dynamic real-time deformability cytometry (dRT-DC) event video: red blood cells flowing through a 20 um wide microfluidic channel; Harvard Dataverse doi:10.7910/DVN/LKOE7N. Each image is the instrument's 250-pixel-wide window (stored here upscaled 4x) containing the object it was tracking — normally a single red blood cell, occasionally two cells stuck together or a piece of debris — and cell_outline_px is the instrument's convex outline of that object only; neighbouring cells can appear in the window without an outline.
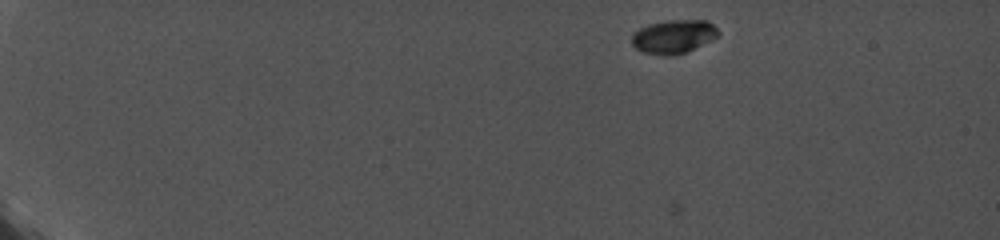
{"species": "common noctule bat (a hibernating species)", "species_latin": "Nyctalus noctula", "temperature_condition": "cold", "stored_images_in_passage": 76, "camera_frame_rate_fps": 5000, "um_per_image_px": 0.085, "animal": {"sex": "female", "body_mass_g": 19.0, "forearm_length_mm": 56.7}, "frame": {"image": 1, "passage_image": 4, "time_ms": 0.6, "image_size_px": [1000, 240], "cell_outline_px": [[720, 32], [712, 40], [684, 52], [672, 56], [664, 56], [644, 52], [636, 48], [632, 44], [632, 32], [648, 24], [668, 20], [708, 20]], "centroid_in_image_um": [57.23, 3.1], "position_along_channel_um": 27.8, "area_um2": 16.88}}
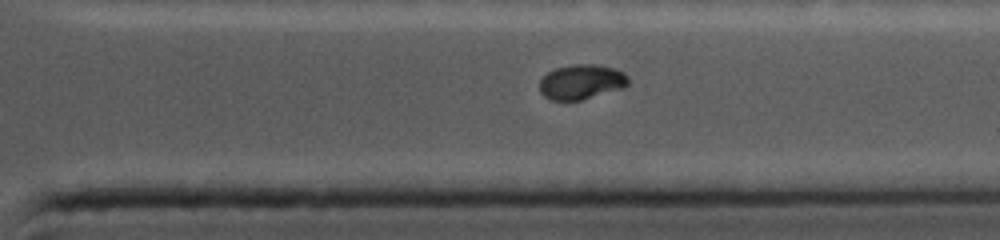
{"frame": {"image": 2, "passage_image": 65, "time_ms": 12.8, "image_size_px": [1000, 240], "cell_outline_px": [[628, 84], [624, 88], [580, 100], [552, 100], [544, 96], [540, 92], [540, 80], [548, 72], [556, 68], [572, 64], [592, 64], [612, 68], [624, 72], [628, 76]], "centroid_in_image_um": [49.42, 6.96], "position_along_channel_um": 362.0, "area_um2": 17.92}}
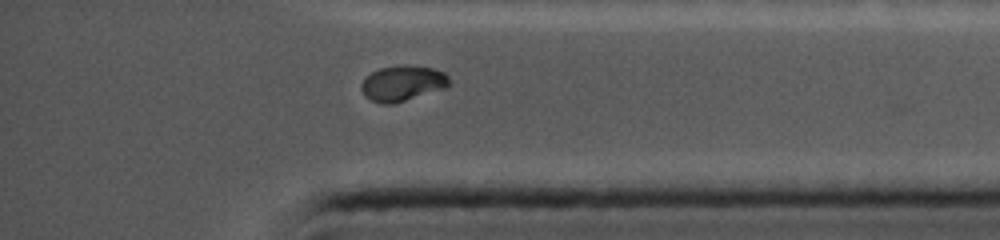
{"frame": {"image": 3, "passage_image": 70, "time_ms": 13.8, "image_size_px": [1000, 240], "cell_outline_px": [[448, 84], [444, 88], [392, 104], [384, 104], [372, 100], [364, 96], [360, 88], [360, 84], [372, 72], [380, 68], [432, 68], [444, 72], [448, 76]], "centroid_in_image_um": [34.17, 7.13], "position_along_channel_um": 401.0, "area_um2": 17.17}}